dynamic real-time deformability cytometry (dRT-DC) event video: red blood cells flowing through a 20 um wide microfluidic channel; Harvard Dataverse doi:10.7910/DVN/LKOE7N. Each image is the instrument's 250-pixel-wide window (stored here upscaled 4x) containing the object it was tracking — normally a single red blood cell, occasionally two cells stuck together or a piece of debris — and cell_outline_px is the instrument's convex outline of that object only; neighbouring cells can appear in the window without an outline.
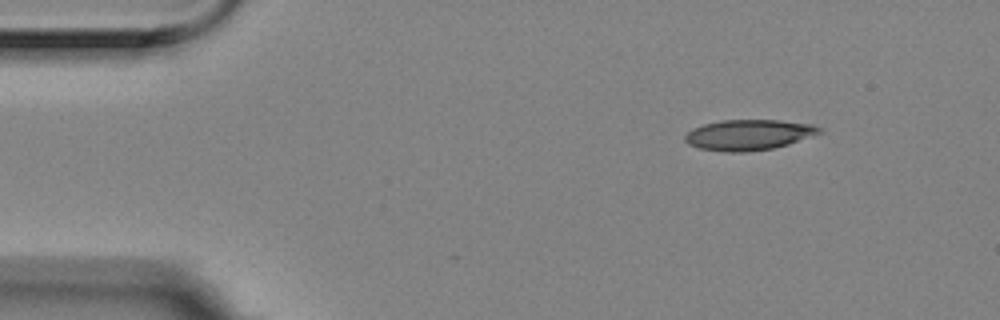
{"species": "Egyptian fruit bat (a non-hibernating species)", "species_latin": "Rousettus aegyptiacus", "temperature_condition": "room temperature", "stored_images_in_passage": 7, "camera_frame_rate_fps": 3000, "um_per_image_px": 0.085, "animal": {"sex": "female"}, "frame": {"image": 1, "passage_image": 1, "time_ms": 0.0, "image_size_px": [1000, 320], "cell_outline_px": [[824, 132], [788, 144], [772, 148], [744, 152], [724, 152], [700, 148], [688, 144], [684, 140], [684, 136], [692, 128], [704, 124], [720, 120], [780, 120], [812, 124], [820, 128]], "centroid_in_image_um": [63.62, 11.45], "position_along_channel_um": 21.4, "area_um2": 23.93}}
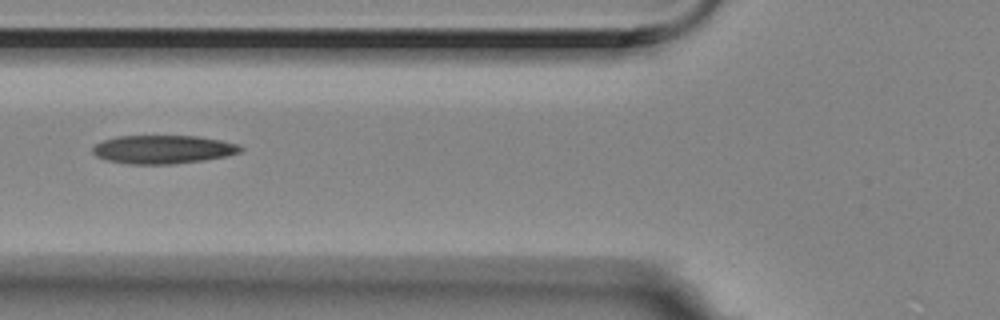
{"frame": {"image": 2, "passage_image": 5, "time_ms": 1.333, "image_size_px": [1000, 320], "cell_outline_px": [[244, 148], [240, 152], [224, 156], [204, 160], [172, 164], [128, 164], [108, 160], [96, 156], [92, 152], [92, 148], [96, 144], [104, 140], [116, 136], [196, 136], [220, 140], [236, 144]], "centroid_in_image_um": [13.83, 12.7], "position_along_channel_um": 112.0, "area_um2": 24.33}}
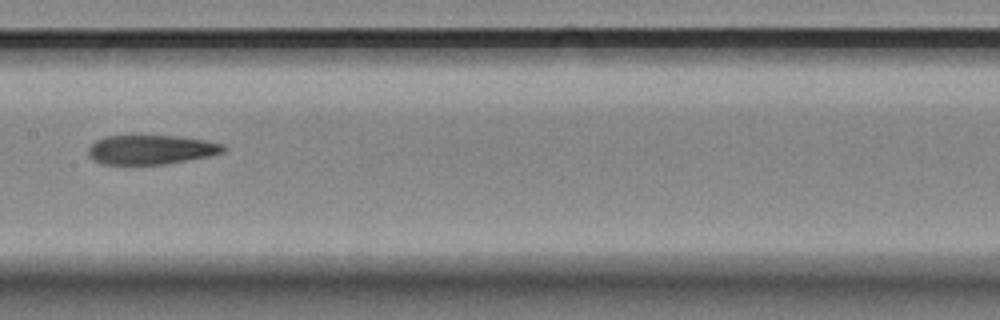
{"frame": {"image": 3, "passage_image": 7, "time_ms": 2.0, "image_size_px": [1000, 320], "cell_outline_px": [[228, 148], [224, 152], [208, 156], [164, 164], [100, 164], [92, 160], [88, 156], [88, 148], [96, 140], [104, 136], [172, 136], [204, 140], [224, 144]], "centroid_in_image_um": [12.81, 12.72], "position_along_channel_um": 194.6, "area_um2": 23.0}}